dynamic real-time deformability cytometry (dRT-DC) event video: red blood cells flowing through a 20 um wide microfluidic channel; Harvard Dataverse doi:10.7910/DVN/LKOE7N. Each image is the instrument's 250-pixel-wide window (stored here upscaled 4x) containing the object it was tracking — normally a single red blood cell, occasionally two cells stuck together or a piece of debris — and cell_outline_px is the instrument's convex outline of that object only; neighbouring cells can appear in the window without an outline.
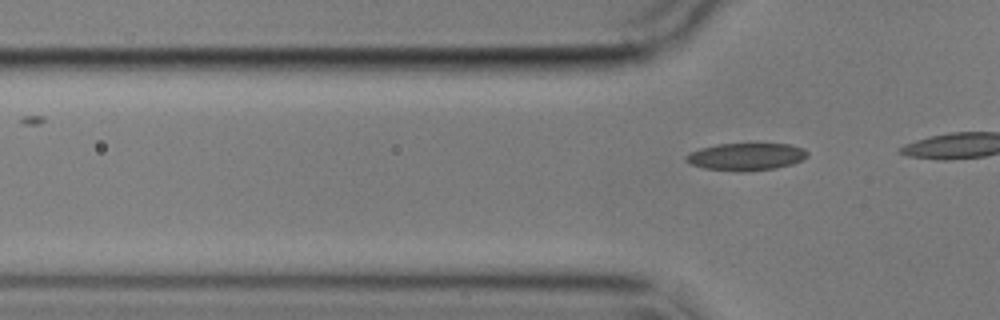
{"species": "common noctule bat (a hibernating species)", "species_latin": "Nyctalus noctula", "temperature_condition": "cold", "stored_images_in_passage": 3, "camera_frame_rate_fps": 3000, "um_per_image_px": 0.085, "animal": {"sex": "male", "body_mass_g": 17.9}, "frame": {"image": 1, "passage_image": 3, "time_ms": 2.333, "image_size_px": [1000, 320], "cell_outline_px": [[808, 156], [792, 164], [776, 168], [744, 172], [736, 172], [704, 168], [692, 164], [684, 160], [684, 156], [688, 152], [700, 148], [716, 144], [788, 144], [804, 148], [808, 152]], "centroid_in_image_um": [63.38, 13.32], "position_along_channel_um": 62.4, "area_um2": 19.54}}